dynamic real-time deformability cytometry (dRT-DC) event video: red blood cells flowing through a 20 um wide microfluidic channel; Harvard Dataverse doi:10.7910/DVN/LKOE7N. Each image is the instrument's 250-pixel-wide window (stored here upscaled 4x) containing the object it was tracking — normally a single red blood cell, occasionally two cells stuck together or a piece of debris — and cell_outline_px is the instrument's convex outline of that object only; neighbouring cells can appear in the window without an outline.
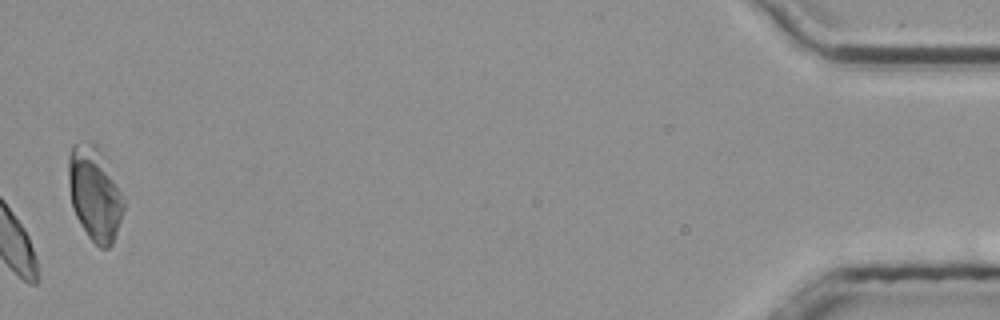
{"species": "common noctule bat (a hibernating species)", "species_latin": "Nyctalus noctula", "temperature_condition": "room temperature", "stored_images_in_passage": 49, "camera_frame_rate_fps": 3000, "um_per_image_px": 0.085, "animal": {"sex": "male", "body_mass_g": 20.4}, "frame": {"image": 1, "passage_image": 49, "time_ms": 16.0, "image_size_px": [1000, 320], "cell_outline_px": [[124, 208], [112, 244], [108, 248], [100, 248], [88, 236], [80, 224], [72, 208], [68, 184], [68, 156], [72, 144], [76, 140], [84, 140], [100, 148], [124, 196]], "centroid_in_image_um": [8.02, 16.41], "position_along_channel_um": 427.2, "area_um2": 30.46}, "authors_computed_cell_mechanics": {"area_um2": 20.8658, "velocity_mm_per_s": 3.6986, "shape_relaxation_time_tau1_ms": 8.1547, "shape_relaxation_time_tau2_ms": 5.8982, "deformation_change_tau1": 0.1629, "deformation_change_tau2": 0.1171}}